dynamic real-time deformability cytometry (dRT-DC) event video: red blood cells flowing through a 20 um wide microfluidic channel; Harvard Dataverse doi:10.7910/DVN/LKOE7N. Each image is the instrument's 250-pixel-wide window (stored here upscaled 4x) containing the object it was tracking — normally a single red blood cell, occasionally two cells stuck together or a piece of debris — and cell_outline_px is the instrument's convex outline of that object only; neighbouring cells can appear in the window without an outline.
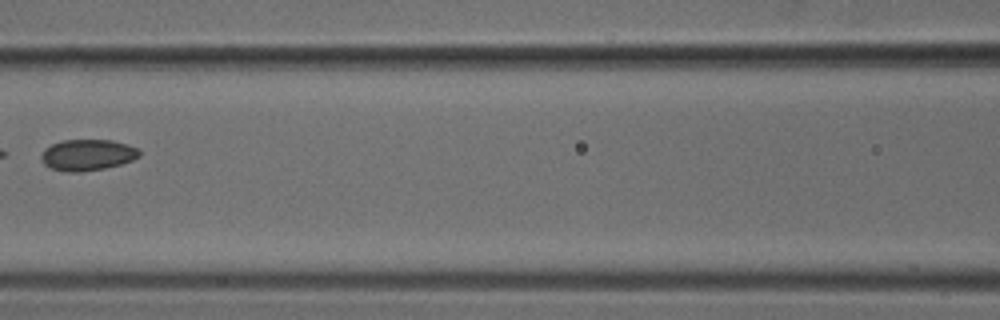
{"species": "common noctule bat (a hibernating species)", "species_latin": "Nyctalus noctula", "temperature_condition": "cold", "stored_images_in_passage": 7, "camera_frame_rate_fps": 3000, "um_per_image_px": 0.085, "animal": {"sex": "male", "body_mass_g": 18.8}, "frame": {"image": 1, "passage_image": 6, "time_ms": 1.667, "image_size_px": [1000, 320], "cell_outline_px": [[140, 156], [132, 160], [120, 164], [104, 168], [80, 172], [68, 172], [52, 168], [44, 164], [40, 156], [44, 148], [52, 144], [64, 140], [112, 140], [128, 144], [136, 148], [140, 152]], "centroid_in_image_um": [7.43, 13.16], "position_along_channel_um": 159.2, "area_um2": 17.74}}
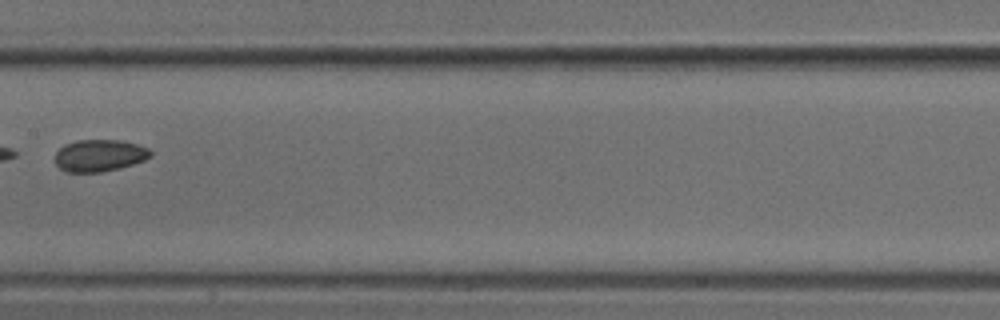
{"frame": {"image": 2, "passage_image": 7, "time_ms": 2.0, "image_size_px": [1000, 320], "cell_outline_px": [[152, 156], [144, 160], [120, 168], [100, 172], [68, 172], [60, 168], [56, 164], [56, 152], [64, 144], [76, 140], [120, 140], [136, 144], [148, 148], [152, 152]], "centroid_in_image_um": [8.46, 13.21], "position_along_channel_um": 198.9, "area_um2": 17.74}}